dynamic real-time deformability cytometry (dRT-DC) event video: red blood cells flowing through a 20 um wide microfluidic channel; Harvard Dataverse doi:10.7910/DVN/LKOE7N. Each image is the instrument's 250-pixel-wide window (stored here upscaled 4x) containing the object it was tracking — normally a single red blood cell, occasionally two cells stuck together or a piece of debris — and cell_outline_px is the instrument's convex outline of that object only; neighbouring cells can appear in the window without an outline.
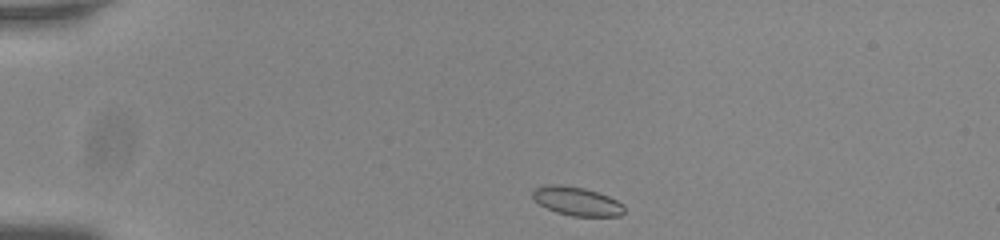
{"species": "common noctule bat (a hibernating species)", "species_latin": "Nyctalus noctula", "temperature_condition": "room temperature", "stored_images_in_passage": 44, "camera_frame_rate_fps": 3000, "um_per_image_px": 0.085, "animal": {"sex": "male", "body_mass_g": 20.0, "forearm_length_mm": 53.3}, "frame": {"image": 1, "passage_image": 1, "time_ms": 0.0, "image_size_px": [1000, 240], "cell_outline_px": [[624, 212], [620, 216], [572, 216], [556, 212], [540, 204], [532, 196], [532, 192], [536, 188], [544, 184], [560, 184], [584, 188], [608, 196], [624, 204]], "centroid_in_image_um": [49.04, 17.1], "position_along_channel_um": 36.0, "area_um2": 15.26}}
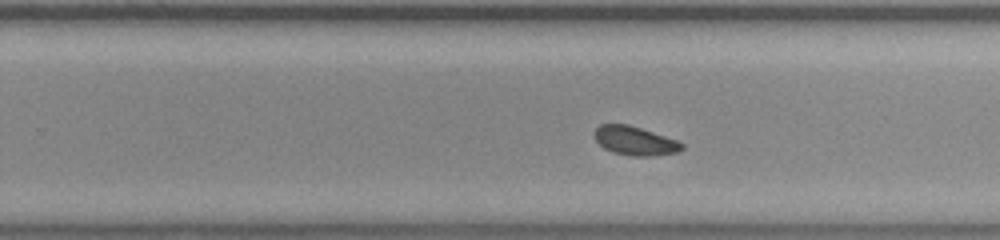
{"frame": {"image": 2, "passage_image": 25, "time_ms": 8.0, "image_size_px": [1000, 240], "cell_outline_px": [[684, 148], [680, 152], [652, 156], [632, 156], [612, 152], [604, 148], [596, 140], [592, 132], [600, 124], [628, 124], [676, 140], [684, 144]], "centroid_in_image_um": [53.96, 11.97], "position_along_channel_um": 275.8, "area_um2": 14.74}}
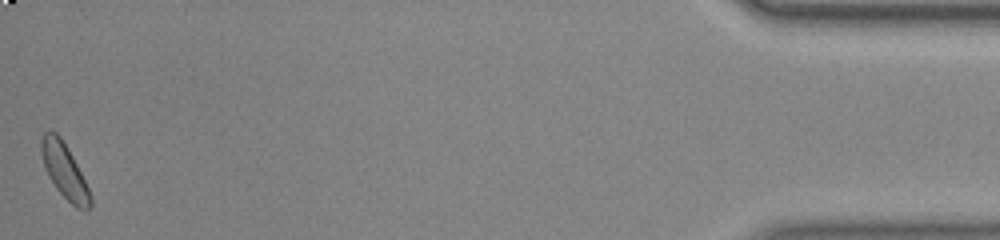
{"frame": {"image": 3, "passage_image": 44, "time_ms": 14.333, "image_size_px": [1000, 240], "cell_outline_px": [[92, 204], [88, 212], [76, 208], [56, 188], [48, 176], [44, 168], [40, 148], [40, 140], [44, 132], [56, 132], [60, 136], [68, 148], [92, 196]], "centroid_in_image_um": [5.48, 14.55], "position_along_channel_um": 429.7, "area_um2": 15.61}, "authors_computed_cell_mechanics": {"area_um2": 15.2592, "velocity_mm_per_s": 3.7362, "shape_relaxation_time_tau1_ms": 2.4622, "shape_relaxation_time_tau2_ms": null, "deformation_change_tau1": 0.0469, "deformation_change_tau2": null}}